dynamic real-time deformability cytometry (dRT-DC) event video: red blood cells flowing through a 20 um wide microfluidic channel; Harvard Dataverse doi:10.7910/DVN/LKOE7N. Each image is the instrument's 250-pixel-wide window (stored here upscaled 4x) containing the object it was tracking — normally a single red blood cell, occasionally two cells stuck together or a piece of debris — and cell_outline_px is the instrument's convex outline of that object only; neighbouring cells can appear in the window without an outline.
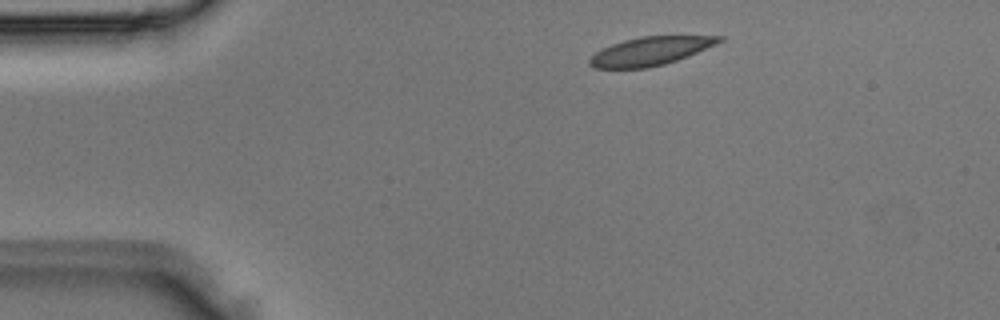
{"species": "Egyptian fruit bat (a non-hibernating species)", "species_latin": "Rousettus aegyptiacus", "temperature_condition": "room temperature", "stored_images_in_passage": 2, "camera_frame_rate_fps": 3000, "um_per_image_px": 0.085, "animal": {"sex": "male"}, "frame": {"image": 1, "passage_image": 1, "time_ms": 0.0, "image_size_px": [1000, 320], "cell_outline_px": [[724, 40], [716, 44], [688, 56], [664, 64], [648, 68], [592, 68], [588, 64], [588, 60], [596, 52], [612, 44], [624, 40], [640, 36], [724, 36]], "centroid_in_image_um": [55.27, 4.35], "position_along_channel_um": 29.7, "area_um2": 21.33}}